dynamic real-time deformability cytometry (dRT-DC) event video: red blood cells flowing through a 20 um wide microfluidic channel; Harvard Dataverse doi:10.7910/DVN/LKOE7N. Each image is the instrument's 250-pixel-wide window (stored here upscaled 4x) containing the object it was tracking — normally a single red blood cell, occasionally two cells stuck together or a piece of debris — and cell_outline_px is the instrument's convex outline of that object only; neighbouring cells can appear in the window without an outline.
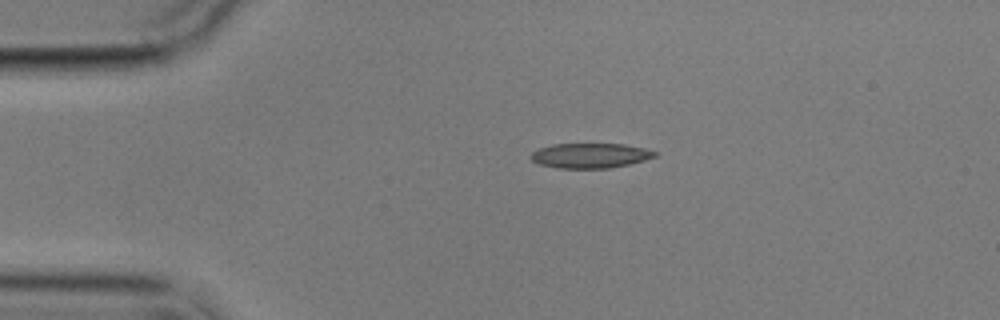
{"species": "common noctule bat (a hibernating species)", "species_latin": "Nyctalus noctula", "temperature_condition": "cold", "stored_images_in_passage": 3, "camera_frame_rate_fps": 3000, "um_per_image_px": 0.085, "animal": {"sex": "male", "body_mass_g": 17.9}, "frame": {"image": 1, "passage_image": 2, "time_ms": 4.667, "image_size_px": [1000, 320], "cell_outline_px": [[656, 156], [644, 160], [612, 168], [560, 168], [540, 164], [532, 160], [532, 152], [540, 148], [552, 144], [624, 144], [644, 148], [656, 152]], "centroid_in_image_um": [50.18, 13.22], "position_along_channel_um": 34.8, "area_um2": 17.74}}